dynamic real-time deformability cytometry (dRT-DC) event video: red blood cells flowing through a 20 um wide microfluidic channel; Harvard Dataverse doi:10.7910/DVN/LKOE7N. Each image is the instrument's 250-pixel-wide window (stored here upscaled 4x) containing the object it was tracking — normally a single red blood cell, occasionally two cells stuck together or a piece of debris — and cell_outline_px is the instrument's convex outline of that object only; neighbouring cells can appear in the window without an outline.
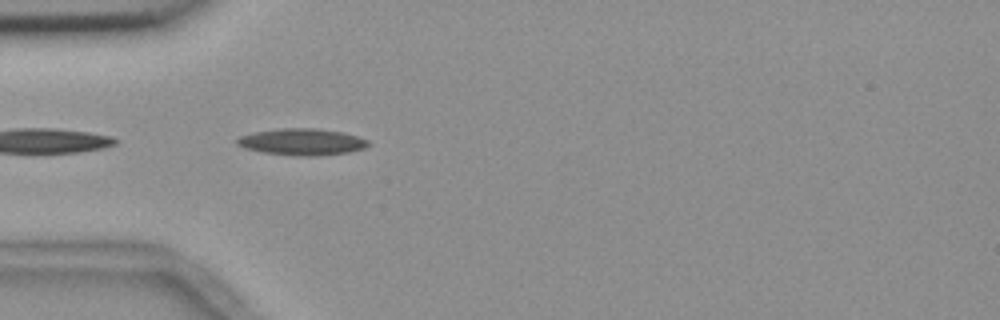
{"species": "common noctule bat (a hibernating species)", "species_latin": "Nyctalus noctula", "temperature_condition": "room temperature", "stored_images_in_passage": 7, "camera_frame_rate_fps": 3000, "um_per_image_px": 0.085, "animal": {"sex": "female", "body_mass_g": 18.4}, "frame": {"image": 1, "passage_image": 3, "time_ms": 0.667, "image_size_px": [1000, 320], "cell_outline_px": [[368, 144], [364, 148], [348, 152], [320, 156], [296, 156], [260, 152], [244, 148], [236, 144], [236, 140], [240, 136], [256, 132], [284, 128], [316, 128], [344, 132], [368, 140]], "centroid_in_image_um": [25.65, 12.07], "position_along_channel_um": 59.3, "area_um2": 20.35}}